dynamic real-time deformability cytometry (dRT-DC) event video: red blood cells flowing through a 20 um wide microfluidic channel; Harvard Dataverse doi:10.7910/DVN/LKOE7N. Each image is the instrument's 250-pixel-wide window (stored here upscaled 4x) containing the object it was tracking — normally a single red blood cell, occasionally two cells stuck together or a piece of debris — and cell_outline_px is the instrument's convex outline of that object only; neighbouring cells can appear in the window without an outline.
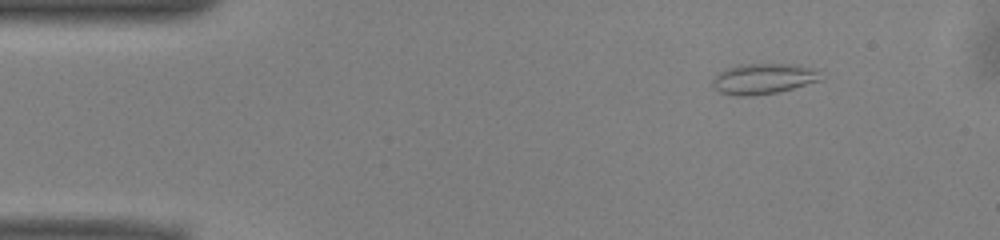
{"species": "common noctule bat (a hibernating species)", "species_latin": "Nyctalus noctula", "temperature_condition": "warm", "stored_images_in_passage": 46, "camera_frame_rate_fps": 3000, "um_per_image_px": 0.085, "animal": {"sex": "male", "body_mass_g": 13.0, "forearm_length_mm": 53.1}, "frame": {"image": 1, "passage_image": 1, "time_ms": 0.0, "image_size_px": [1000, 240], "cell_outline_px": [[824, 80], [776, 92], [752, 96], [736, 96], [720, 92], [712, 84], [712, 76], [728, 68], [740, 64], [796, 64], [808, 68], [816, 72]], "centroid_in_image_um": [64.84, 6.7], "position_along_channel_um": 20.2, "area_um2": 19.07}}
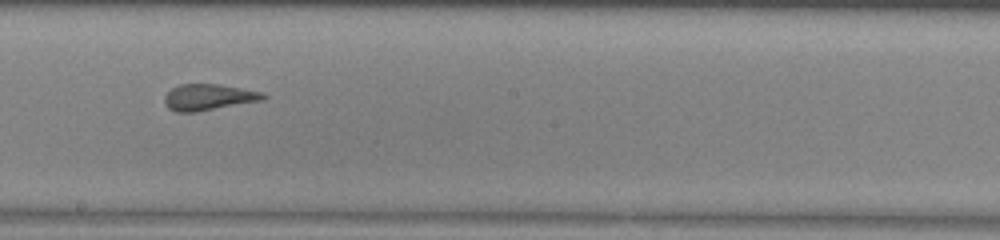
{"frame": {"image": 2, "passage_image": 23, "time_ms": 7.333, "image_size_px": [1000, 240], "cell_outline_px": [[268, 96], [264, 100], [196, 112], [176, 112], [168, 108], [164, 104], [164, 96], [172, 88], [180, 84], [220, 84], [264, 92]], "centroid_in_image_um": [17.74, 8.26], "position_along_channel_um": 230.5, "area_um2": 15.26}}
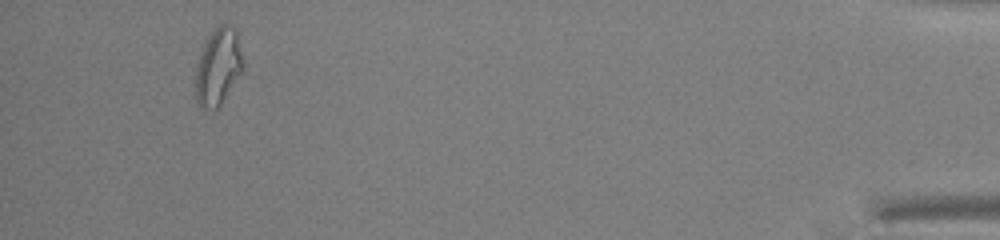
{"frame": {"image": 3, "passage_image": 43, "time_ms": 14.0, "image_size_px": [1000, 240], "cell_outline_px": [[244, 72], [220, 104], [216, 108], [200, 108], [196, 100], [196, 68], [204, 44], [208, 36], [216, 24], [228, 24], [236, 28], [244, 60]], "centroid_in_image_um": [18.59, 5.63], "position_along_channel_um": 416.6, "area_um2": 21.56}, "authors_computed_cell_mechanics": {"area_um2": 16.9065, "velocity_mm_per_s": 3.9543, "shape_relaxation_time_tau1_ms": null, "shape_relaxation_time_tau2_ms": 0.8553, "deformation_change_tau1": null, "deformation_change_tau2": 0.0767}}